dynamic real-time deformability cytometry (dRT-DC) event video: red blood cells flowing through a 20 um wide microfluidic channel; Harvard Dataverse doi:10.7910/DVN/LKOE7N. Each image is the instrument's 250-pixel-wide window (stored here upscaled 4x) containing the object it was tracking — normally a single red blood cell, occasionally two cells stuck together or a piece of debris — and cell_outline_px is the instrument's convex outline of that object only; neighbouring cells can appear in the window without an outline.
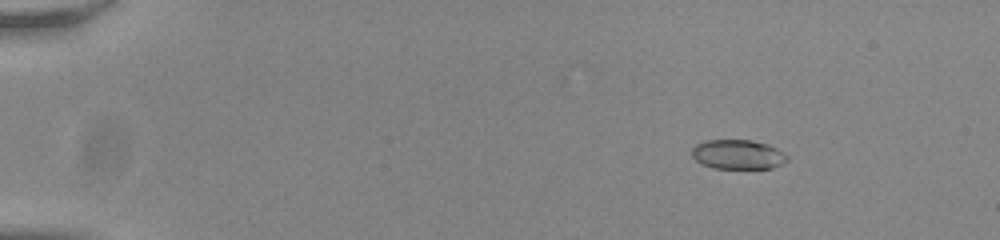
{"species": "common noctule bat (a hibernating species)", "species_latin": "Nyctalus noctula", "temperature_condition": "room temperature", "stored_images_in_passage": 49, "camera_frame_rate_fps": 3000, "um_per_image_px": 0.085, "animal": {"sex": "male", "body_mass_g": 20.0, "forearm_length_mm": 53.3}, "frame": {"image": 1, "passage_image": 2, "time_ms": 0.333, "image_size_px": [1000, 240], "cell_outline_px": [[788, 160], [772, 168], [712, 168], [696, 160], [692, 156], [692, 148], [696, 144], [704, 140], [752, 140], [768, 144], [784, 152], [788, 156]], "centroid_in_image_um": [62.72, 13.12], "position_along_channel_um": 22.3, "area_um2": 16.36}}
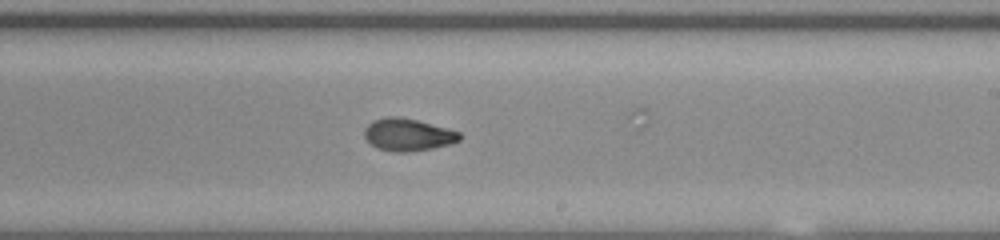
{"frame": {"image": 2, "passage_image": 29, "time_ms": 9.333, "image_size_px": [1000, 240], "cell_outline_px": [[460, 140], [448, 144], [432, 148], [408, 152], [396, 152], [376, 148], [364, 136], [364, 128], [372, 120], [384, 116], [400, 116], [416, 120], [460, 132]], "centroid_in_image_um": [34.62, 11.44], "position_along_channel_um": 254.4, "area_um2": 17.86}}
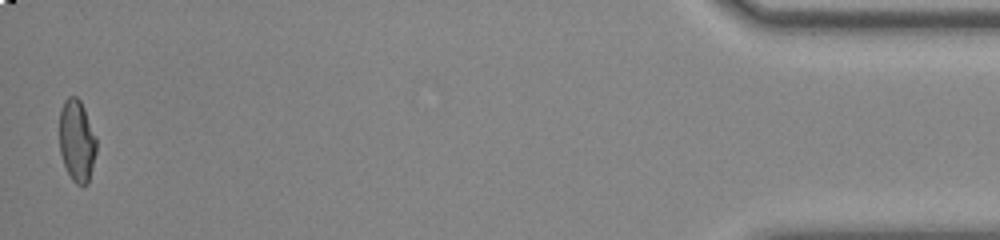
{"frame": {"image": 3, "passage_image": 49, "time_ms": 16.0, "image_size_px": [1000, 240], "cell_outline_px": [[96, 152], [88, 184], [76, 184], [72, 180], [64, 164], [60, 152], [60, 108], [64, 100], [68, 96], [76, 96], [80, 100], [84, 108], [96, 136]], "centroid_in_image_um": [6.53, 11.94], "position_along_channel_um": 428.7, "area_um2": 17.63}, "authors_computed_cell_mechanics": {"area_um2": 17.8602, "velocity_mm_per_s": 3.8269, "shape_relaxation_time_tau1_ms": 9.9704, "shape_relaxation_time_tau2_ms": 1.911, "deformation_change_tau1": 0.2536, "deformation_change_tau2": 0.0656}}